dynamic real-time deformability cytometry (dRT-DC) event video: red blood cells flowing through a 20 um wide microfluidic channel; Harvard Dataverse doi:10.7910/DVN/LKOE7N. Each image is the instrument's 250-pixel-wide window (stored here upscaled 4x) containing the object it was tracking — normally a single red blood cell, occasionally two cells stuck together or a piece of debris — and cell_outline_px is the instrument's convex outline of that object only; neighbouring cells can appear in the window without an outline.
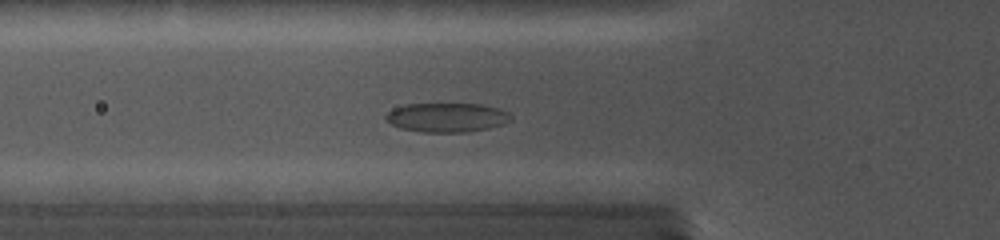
{"species": "common noctule bat (a hibernating species)", "species_latin": "Nyctalus noctula", "temperature_condition": "cold", "stored_images_in_passage": 42, "camera_frame_rate_fps": 5000, "um_per_image_px": 0.085, "animal": {"sex": "female", "body_mass_g": 19.0, "forearm_length_mm": 56.7}, "frame": {"image": 1, "passage_image": 13, "time_ms": 4.8, "image_size_px": [1000, 240], "cell_outline_px": [[512, 120], [504, 124], [488, 128], [468, 132], [420, 132], [400, 128], [392, 124], [384, 116], [392, 108], [404, 104], [480, 104], [500, 108], [508, 112], [512, 116]], "centroid_in_image_um": [38.0, 9.98], "position_along_channel_um": 87.8, "area_um2": 21.44}}
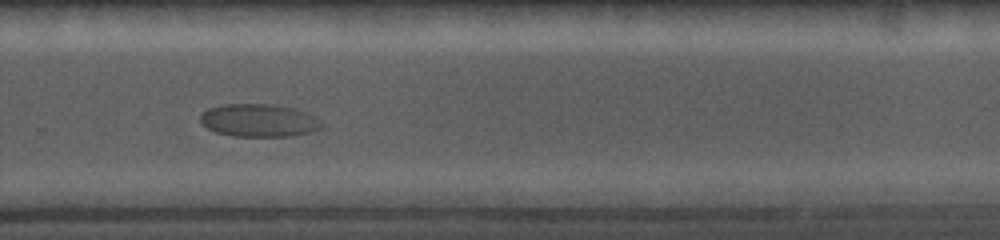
{"frame": {"image": 2, "passage_image": 29, "time_ms": 11.2, "image_size_px": [1000, 240], "cell_outline_px": [[324, 124], [320, 128], [312, 132], [292, 136], [232, 136], [216, 132], [208, 128], [200, 120], [200, 116], [208, 108], [224, 104], [272, 104], [292, 108], [308, 112], [316, 116]], "centroid_in_image_um": [22.05, 10.23], "position_along_channel_um": 307.7, "area_um2": 23.29}}
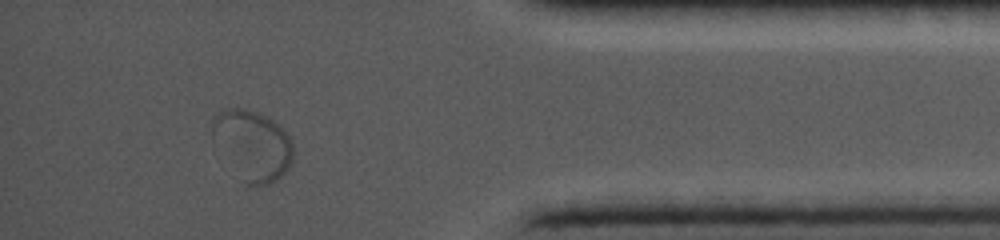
{"frame": {"image": 3, "passage_image": 38, "time_ms": 14.8, "image_size_px": [1000, 240], "cell_outline_px": [[292, 160], [288, 168], [276, 180], [268, 184], [248, 184], [240, 180], [212, 136], [212, 120], [220, 112], [232, 108], [244, 108], [256, 112], [272, 120], [292, 140]], "centroid_in_image_um": [21.46, 12.34], "position_along_channel_um": 413.7, "area_um2": 32.08}}